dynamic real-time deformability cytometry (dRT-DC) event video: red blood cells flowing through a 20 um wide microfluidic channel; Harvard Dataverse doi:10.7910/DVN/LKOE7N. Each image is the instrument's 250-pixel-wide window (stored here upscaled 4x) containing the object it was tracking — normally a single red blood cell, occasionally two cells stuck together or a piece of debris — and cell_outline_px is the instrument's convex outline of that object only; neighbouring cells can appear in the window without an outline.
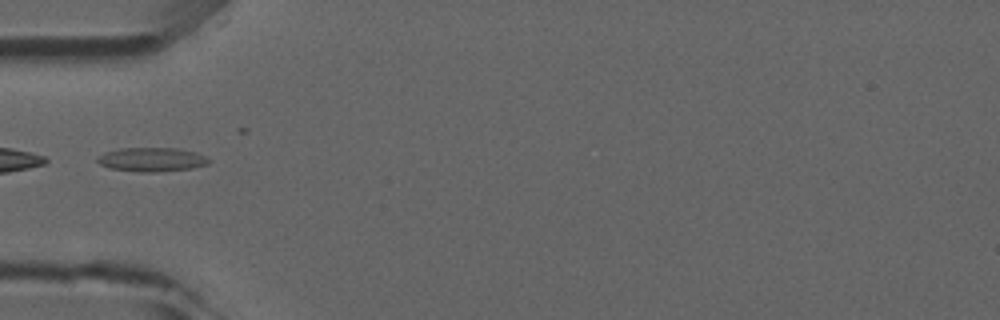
{"species": "common noctule bat (a hibernating species)", "species_latin": "Nyctalus noctula", "temperature_condition": "room temperature", "stored_images_in_passage": 5, "camera_frame_rate_fps": 3000, "um_per_image_px": 0.085, "animal": {"sex": "male", "forearm_length_mm": 52.5}, "frame": {"image": 1, "passage_image": 3, "time_ms": 2.333, "image_size_px": [1000, 320], "cell_outline_px": [[212, 160], [208, 164], [192, 168], [156, 172], [140, 172], [108, 168], [100, 164], [96, 160], [96, 156], [104, 152], [120, 148], [180, 148], [196, 152]], "centroid_in_image_um": [12.88, 13.55], "position_along_channel_um": 72.1, "area_um2": 15.78}}
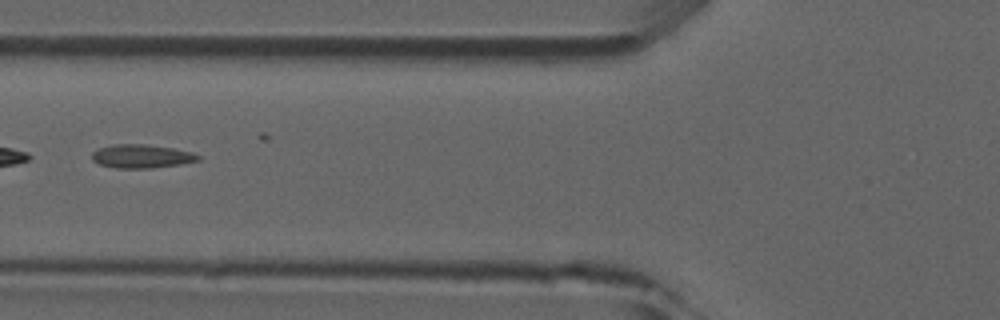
{"frame": {"image": 2, "passage_image": 4, "time_ms": 3.333, "image_size_px": [1000, 320], "cell_outline_px": [[200, 160], [180, 164], [152, 168], [116, 168], [100, 164], [92, 160], [92, 152], [100, 148], [112, 144], [144, 144], [172, 148], [192, 152], [200, 156]], "centroid_in_image_um": [12.03, 13.28], "position_along_channel_um": 113.8, "area_um2": 14.51}}
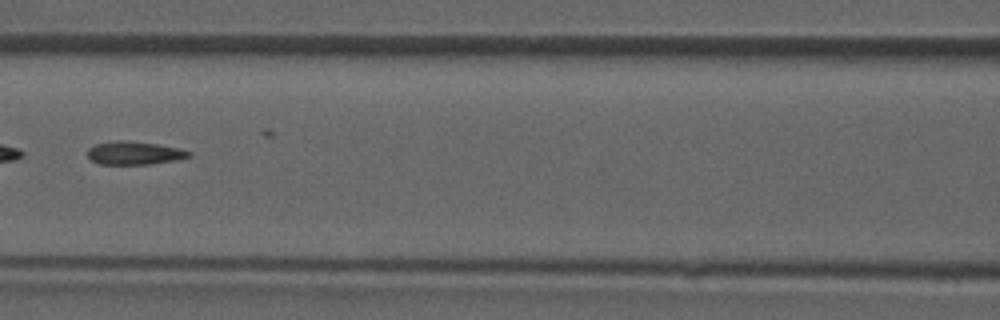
{"frame": {"image": 3, "passage_image": 5, "time_ms": 4.333, "image_size_px": [1000, 320], "cell_outline_px": [[192, 156], [176, 160], [148, 164], [100, 164], [92, 160], [88, 156], [88, 148], [96, 144], [116, 140], [128, 140], [156, 144], [180, 148], [192, 152]], "centroid_in_image_um": [11.44, 13.0], "position_along_channel_um": 155.2, "area_um2": 13.7}}